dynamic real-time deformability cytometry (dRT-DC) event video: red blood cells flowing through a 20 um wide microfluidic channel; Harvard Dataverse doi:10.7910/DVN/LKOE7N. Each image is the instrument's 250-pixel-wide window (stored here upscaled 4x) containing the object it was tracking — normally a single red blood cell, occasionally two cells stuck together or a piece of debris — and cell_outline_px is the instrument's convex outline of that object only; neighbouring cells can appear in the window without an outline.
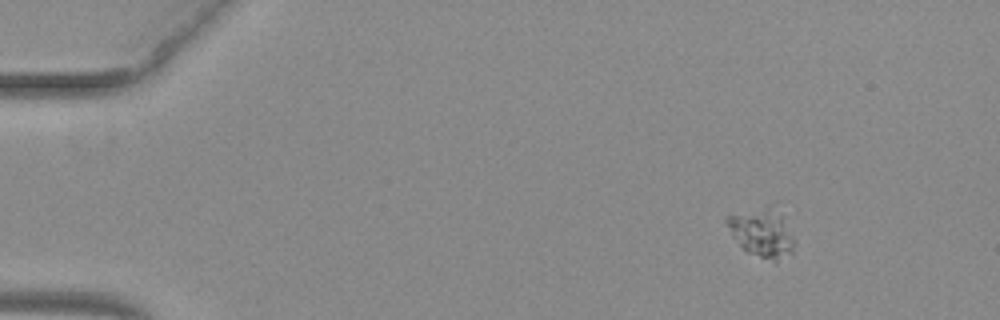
{"species": "common noctule bat (a hibernating species)", "species_latin": "Nyctalus noctula", "temperature_condition": "warm", "stored_images_in_passage": 5, "camera_frame_rate_fps": 3000, "um_per_image_px": 0.085, "animal": {"sex": "female", "body_mass_g": 29.2, "forearm_length_mm": 56.3}, "frame": {"image": 1, "passage_image": 1, "time_ms": 0.0, "image_size_px": [1000, 320], "cell_outline_px": [[796, 244], [792, 252], [776, 260], [772, 260], [748, 252], [740, 244], [724, 220], [724, 216], [768, 212], [780, 216], [796, 240]], "centroid_in_image_um": [64.8, 19.92], "position_along_channel_um": 20.2, "area_um2": 16.88}}